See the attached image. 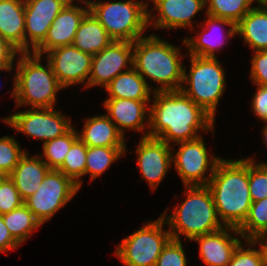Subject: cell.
Masks as SVG:
<instances>
[{"mask_svg":"<svg viewBox=\"0 0 267 266\" xmlns=\"http://www.w3.org/2000/svg\"><path fill=\"white\" fill-rule=\"evenodd\" d=\"M149 131L141 137L157 138L175 146L197 139L198 130L214 132L215 120L181 90L152 92Z\"/></svg>","mask_w":267,"mask_h":266,"instance_id":"1","label":"cell"},{"mask_svg":"<svg viewBox=\"0 0 267 266\" xmlns=\"http://www.w3.org/2000/svg\"><path fill=\"white\" fill-rule=\"evenodd\" d=\"M216 212L224 226L238 228L252 204L249 192V157L221 159L207 184Z\"/></svg>","mask_w":267,"mask_h":266,"instance_id":"2","label":"cell"},{"mask_svg":"<svg viewBox=\"0 0 267 266\" xmlns=\"http://www.w3.org/2000/svg\"><path fill=\"white\" fill-rule=\"evenodd\" d=\"M177 46L162 40L154 33L133 42V68L145 79L159 86L153 92L178 91L183 83V54ZM181 60V61H180ZM146 77V78H145Z\"/></svg>","mask_w":267,"mask_h":266,"instance_id":"3","label":"cell"},{"mask_svg":"<svg viewBox=\"0 0 267 266\" xmlns=\"http://www.w3.org/2000/svg\"><path fill=\"white\" fill-rule=\"evenodd\" d=\"M185 201L174 208L172 214L161 217L169 228L172 239L180 235L193 240L195 237L216 232L225 227L219 220L212 193L207 186H185ZM171 228V229H170Z\"/></svg>","mask_w":267,"mask_h":266,"instance_id":"4","label":"cell"},{"mask_svg":"<svg viewBox=\"0 0 267 266\" xmlns=\"http://www.w3.org/2000/svg\"><path fill=\"white\" fill-rule=\"evenodd\" d=\"M16 74L13 78L11 96L16 106L29 105L32 108H53L56 94L64 89L58 82L48 61L47 67L41 64V56L30 53H19Z\"/></svg>","mask_w":267,"mask_h":266,"instance_id":"5","label":"cell"},{"mask_svg":"<svg viewBox=\"0 0 267 266\" xmlns=\"http://www.w3.org/2000/svg\"><path fill=\"white\" fill-rule=\"evenodd\" d=\"M89 12L115 41L134 42L148 26V5L143 0L102 2L88 0Z\"/></svg>","mask_w":267,"mask_h":266,"instance_id":"6","label":"cell"},{"mask_svg":"<svg viewBox=\"0 0 267 266\" xmlns=\"http://www.w3.org/2000/svg\"><path fill=\"white\" fill-rule=\"evenodd\" d=\"M189 58L190 71L186 73V67H184L180 90L215 120L216 108L227 88L225 71L217 57L190 55Z\"/></svg>","mask_w":267,"mask_h":266,"instance_id":"7","label":"cell"},{"mask_svg":"<svg viewBox=\"0 0 267 266\" xmlns=\"http://www.w3.org/2000/svg\"><path fill=\"white\" fill-rule=\"evenodd\" d=\"M148 222L116 247L114 254L124 266H155L163 248L172 239L169 230L163 229L166 222L161 216Z\"/></svg>","mask_w":267,"mask_h":266,"instance_id":"8","label":"cell"},{"mask_svg":"<svg viewBox=\"0 0 267 266\" xmlns=\"http://www.w3.org/2000/svg\"><path fill=\"white\" fill-rule=\"evenodd\" d=\"M79 187L61 171L50 169L37 191L24 201L43 225L77 194Z\"/></svg>","mask_w":267,"mask_h":266,"instance_id":"9","label":"cell"},{"mask_svg":"<svg viewBox=\"0 0 267 266\" xmlns=\"http://www.w3.org/2000/svg\"><path fill=\"white\" fill-rule=\"evenodd\" d=\"M176 145L179 149L176 153L172 150V163L184 186H207L222 158L214 154L208 155L202 135L194 140L178 142ZM207 170L209 175H206Z\"/></svg>","mask_w":267,"mask_h":266,"instance_id":"10","label":"cell"},{"mask_svg":"<svg viewBox=\"0 0 267 266\" xmlns=\"http://www.w3.org/2000/svg\"><path fill=\"white\" fill-rule=\"evenodd\" d=\"M53 108H32L2 118L6 125L24 133L27 137L53 140L65 134L72 126L70 119Z\"/></svg>","mask_w":267,"mask_h":266,"instance_id":"11","label":"cell"},{"mask_svg":"<svg viewBox=\"0 0 267 266\" xmlns=\"http://www.w3.org/2000/svg\"><path fill=\"white\" fill-rule=\"evenodd\" d=\"M132 67L133 43L114 40L109 46L93 55L88 88L99 85L105 87L117 75L128 71Z\"/></svg>","mask_w":267,"mask_h":266,"instance_id":"12","label":"cell"},{"mask_svg":"<svg viewBox=\"0 0 267 266\" xmlns=\"http://www.w3.org/2000/svg\"><path fill=\"white\" fill-rule=\"evenodd\" d=\"M45 55H47L46 59L63 88L80 83L88 88L92 55L73 45L55 48Z\"/></svg>","mask_w":267,"mask_h":266,"instance_id":"13","label":"cell"},{"mask_svg":"<svg viewBox=\"0 0 267 266\" xmlns=\"http://www.w3.org/2000/svg\"><path fill=\"white\" fill-rule=\"evenodd\" d=\"M69 1L24 0L25 53L34 52L44 42L51 23Z\"/></svg>","mask_w":267,"mask_h":266,"instance_id":"14","label":"cell"},{"mask_svg":"<svg viewBox=\"0 0 267 266\" xmlns=\"http://www.w3.org/2000/svg\"><path fill=\"white\" fill-rule=\"evenodd\" d=\"M172 149L157 138L141 137L136 149L137 165L151 190L157 188L172 165Z\"/></svg>","mask_w":267,"mask_h":266,"instance_id":"15","label":"cell"},{"mask_svg":"<svg viewBox=\"0 0 267 266\" xmlns=\"http://www.w3.org/2000/svg\"><path fill=\"white\" fill-rule=\"evenodd\" d=\"M155 8L148 11V26L154 29H194L193 17L205 8V0H150ZM156 10L158 15L153 14ZM153 17H157L156 19ZM154 20V21H153ZM156 20V21H155ZM152 21V22H151Z\"/></svg>","mask_w":267,"mask_h":266,"instance_id":"16","label":"cell"},{"mask_svg":"<svg viewBox=\"0 0 267 266\" xmlns=\"http://www.w3.org/2000/svg\"><path fill=\"white\" fill-rule=\"evenodd\" d=\"M70 0L57 15L47 32L44 42L33 52L42 57L44 53L67 45H72L76 31L84 16L89 12L88 2L84 8L73 4Z\"/></svg>","mask_w":267,"mask_h":266,"instance_id":"17","label":"cell"},{"mask_svg":"<svg viewBox=\"0 0 267 266\" xmlns=\"http://www.w3.org/2000/svg\"><path fill=\"white\" fill-rule=\"evenodd\" d=\"M149 102L150 100L108 98L104 100L103 106L107 110L106 115L114 122L118 131L125 136L126 129L129 131L136 130L137 132H143L147 127L149 129ZM145 118L147 119L146 125Z\"/></svg>","mask_w":267,"mask_h":266,"instance_id":"18","label":"cell"},{"mask_svg":"<svg viewBox=\"0 0 267 266\" xmlns=\"http://www.w3.org/2000/svg\"><path fill=\"white\" fill-rule=\"evenodd\" d=\"M241 234L235 227L225 226L222 229L202 236L195 237L192 241L199 244L200 258L207 266H227L234 250L241 243V238L231 236V233Z\"/></svg>","mask_w":267,"mask_h":266,"instance_id":"19","label":"cell"},{"mask_svg":"<svg viewBox=\"0 0 267 266\" xmlns=\"http://www.w3.org/2000/svg\"><path fill=\"white\" fill-rule=\"evenodd\" d=\"M206 16V21H204L205 23L199 26L204 27V29L202 28V31L200 33L198 32L197 36H194V38H184L183 44H185L187 49L189 50V55L215 58V51H220L219 49L222 48L223 43H226L224 40L236 35V24L225 18H218L208 14H206ZM223 25L229 26V30L227 31L226 35L223 37L221 34V38L219 37L220 34H217V36L219 37V39L221 38V40H219L217 36H212L214 32L213 30H222L224 28L222 27ZM208 30L210 31V33ZM211 31L213 32L211 33Z\"/></svg>","mask_w":267,"mask_h":266,"instance_id":"20","label":"cell"},{"mask_svg":"<svg viewBox=\"0 0 267 266\" xmlns=\"http://www.w3.org/2000/svg\"><path fill=\"white\" fill-rule=\"evenodd\" d=\"M0 37L25 53L24 0H0Z\"/></svg>","mask_w":267,"mask_h":266,"instance_id":"21","label":"cell"},{"mask_svg":"<svg viewBox=\"0 0 267 266\" xmlns=\"http://www.w3.org/2000/svg\"><path fill=\"white\" fill-rule=\"evenodd\" d=\"M49 170L39 155L30 157L26 152L8 177L25 201L37 191Z\"/></svg>","mask_w":267,"mask_h":266,"instance_id":"22","label":"cell"},{"mask_svg":"<svg viewBox=\"0 0 267 266\" xmlns=\"http://www.w3.org/2000/svg\"><path fill=\"white\" fill-rule=\"evenodd\" d=\"M79 139L88 147H126L125 137L118 131L116 125L107 115L93 116L84 119Z\"/></svg>","mask_w":267,"mask_h":266,"instance_id":"23","label":"cell"},{"mask_svg":"<svg viewBox=\"0 0 267 266\" xmlns=\"http://www.w3.org/2000/svg\"><path fill=\"white\" fill-rule=\"evenodd\" d=\"M236 34L254 52L267 50V7L253 6L236 24Z\"/></svg>","mask_w":267,"mask_h":266,"instance_id":"24","label":"cell"},{"mask_svg":"<svg viewBox=\"0 0 267 266\" xmlns=\"http://www.w3.org/2000/svg\"><path fill=\"white\" fill-rule=\"evenodd\" d=\"M113 41L99 21L88 12L79 24L72 45L93 56Z\"/></svg>","mask_w":267,"mask_h":266,"instance_id":"25","label":"cell"},{"mask_svg":"<svg viewBox=\"0 0 267 266\" xmlns=\"http://www.w3.org/2000/svg\"><path fill=\"white\" fill-rule=\"evenodd\" d=\"M104 88L109 98L152 100V86L147 85L145 79L133 67L117 75Z\"/></svg>","mask_w":267,"mask_h":266,"instance_id":"26","label":"cell"},{"mask_svg":"<svg viewBox=\"0 0 267 266\" xmlns=\"http://www.w3.org/2000/svg\"><path fill=\"white\" fill-rule=\"evenodd\" d=\"M2 218L12 237L20 245L32 235L34 230L42 226L24 203L9 213L3 214Z\"/></svg>","mask_w":267,"mask_h":266,"instance_id":"27","label":"cell"},{"mask_svg":"<svg viewBox=\"0 0 267 266\" xmlns=\"http://www.w3.org/2000/svg\"><path fill=\"white\" fill-rule=\"evenodd\" d=\"M126 147H88L85 175L89 173L91 181L101 176L113 162L125 154Z\"/></svg>","mask_w":267,"mask_h":266,"instance_id":"28","label":"cell"},{"mask_svg":"<svg viewBox=\"0 0 267 266\" xmlns=\"http://www.w3.org/2000/svg\"><path fill=\"white\" fill-rule=\"evenodd\" d=\"M78 132L72 126L65 134L43 143L40 158L50 169L57 170L62 164L72 144L78 139Z\"/></svg>","mask_w":267,"mask_h":266,"instance_id":"29","label":"cell"},{"mask_svg":"<svg viewBox=\"0 0 267 266\" xmlns=\"http://www.w3.org/2000/svg\"><path fill=\"white\" fill-rule=\"evenodd\" d=\"M237 230L244 241L267 234V198L252 202L245 221Z\"/></svg>","mask_w":267,"mask_h":266,"instance_id":"30","label":"cell"},{"mask_svg":"<svg viewBox=\"0 0 267 266\" xmlns=\"http://www.w3.org/2000/svg\"><path fill=\"white\" fill-rule=\"evenodd\" d=\"M205 3L206 14L237 24L253 8L254 0H205Z\"/></svg>","mask_w":267,"mask_h":266,"instance_id":"31","label":"cell"},{"mask_svg":"<svg viewBox=\"0 0 267 266\" xmlns=\"http://www.w3.org/2000/svg\"><path fill=\"white\" fill-rule=\"evenodd\" d=\"M86 155L87 145L78 138L65 156L63 164L57 169L77 184L79 189L82 186L80 178L85 175Z\"/></svg>","mask_w":267,"mask_h":266,"instance_id":"32","label":"cell"},{"mask_svg":"<svg viewBox=\"0 0 267 266\" xmlns=\"http://www.w3.org/2000/svg\"><path fill=\"white\" fill-rule=\"evenodd\" d=\"M16 138L3 136L0 138V173L8 176L18 164L26 151L20 148Z\"/></svg>","mask_w":267,"mask_h":266,"instance_id":"33","label":"cell"},{"mask_svg":"<svg viewBox=\"0 0 267 266\" xmlns=\"http://www.w3.org/2000/svg\"><path fill=\"white\" fill-rule=\"evenodd\" d=\"M249 192L252 202L267 198V164L256 163L252 157L249 158Z\"/></svg>","mask_w":267,"mask_h":266,"instance_id":"34","label":"cell"},{"mask_svg":"<svg viewBox=\"0 0 267 266\" xmlns=\"http://www.w3.org/2000/svg\"><path fill=\"white\" fill-rule=\"evenodd\" d=\"M246 243L247 249L242 242L237 246L227 266H263L259 248H253L256 246L253 240H246Z\"/></svg>","mask_w":267,"mask_h":266,"instance_id":"35","label":"cell"},{"mask_svg":"<svg viewBox=\"0 0 267 266\" xmlns=\"http://www.w3.org/2000/svg\"><path fill=\"white\" fill-rule=\"evenodd\" d=\"M155 266H187L182 241L171 239L163 248Z\"/></svg>","mask_w":267,"mask_h":266,"instance_id":"36","label":"cell"},{"mask_svg":"<svg viewBox=\"0 0 267 266\" xmlns=\"http://www.w3.org/2000/svg\"><path fill=\"white\" fill-rule=\"evenodd\" d=\"M23 203L13 181L7 176L0 184V214L9 213Z\"/></svg>","mask_w":267,"mask_h":266,"instance_id":"37","label":"cell"},{"mask_svg":"<svg viewBox=\"0 0 267 266\" xmlns=\"http://www.w3.org/2000/svg\"><path fill=\"white\" fill-rule=\"evenodd\" d=\"M251 65L250 78L253 84L267 87V50L255 51Z\"/></svg>","mask_w":267,"mask_h":266,"instance_id":"38","label":"cell"},{"mask_svg":"<svg viewBox=\"0 0 267 266\" xmlns=\"http://www.w3.org/2000/svg\"><path fill=\"white\" fill-rule=\"evenodd\" d=\"M256 86L257 90L251 100V109L259 121L267 122V87Z\"/></svg>","mask_w":267,"mask_h":266,"instance_id":"39","label":"cell"},{"mask_svg":"<svg viewBox=\"0 0 267 266\" xmlns=\"http://www.w3.org/2000/svg\"><path fill=\"white\" fill-rule=\"evenodd\" d=\"M18 53L20 52L15 47L0 37V70L12 71Z\"/></svg>","mask_w":267,"mask_h":266,"instance_id":"40","label":"cell"},{"mask_svg":"<svg viewBox=\"0 0 267 266\" xmlns=\"http://www.w3.org/2000/svg\"><path fill=\"white\" fill-rule=\"evenodd\" d=\"M19 246L20 244L12 237L0 214V253L17 249Z\"/></svg>","mask_w":267,"mask_h":266,"instance_id":"41","label":"cell"},{"mask_svg":"<svg viewBox=\"0 0 267 266\" xmlns=\"http://www.w3.org/2000/svg\"><path fill=\"white\" fill-rule=\"evenodd\" d=\"M253 242L255 244H259V250L262 256V263L263 266H267V237L266 236H260L253 239Z\"/></svg>","mask_w":267,"mask_h":266,"instance_id":"42","label":"cell"},{"mask_svg":"<svg viewBox=\"0 0 267 266\" xmlns=\"http://www.w3.org/2000/svg\"><path fill=\"white\" fill-rule=\"evenodd\" d=\"M265 126L263 127V130H262V135H263V140H264V143L265 145H267V123L265 122Z\"/></svg>","mask_w":267,"mask_h":266,"instance_id":"43","label":"cell"},{"mask_svg":"<svg viewBox=\"0 0 267 266\" xmlns=\"http://www.w3.org/2000/svg\"><path fill=\"white\" fill-rule=\"evenodd\" d=\"M261 7H267V0H254Z\"/></svg>","mask_w":267,"mask_h":266,"instance_id":"44","label":"cell"},{"mask_svg":"<svg viewBox=\"0 0 267 266\" xmlns=\"http://www.w3.org/2000/svg\"><path fill=\"white\" fill-rule=\"evenodd\" d=\"M6 177L7 176L5 174L0 173V184Z\"/></svg>","mask_w":267,"mask_h":266,"instance_id":"45","label":"cell"}]
</instances>
